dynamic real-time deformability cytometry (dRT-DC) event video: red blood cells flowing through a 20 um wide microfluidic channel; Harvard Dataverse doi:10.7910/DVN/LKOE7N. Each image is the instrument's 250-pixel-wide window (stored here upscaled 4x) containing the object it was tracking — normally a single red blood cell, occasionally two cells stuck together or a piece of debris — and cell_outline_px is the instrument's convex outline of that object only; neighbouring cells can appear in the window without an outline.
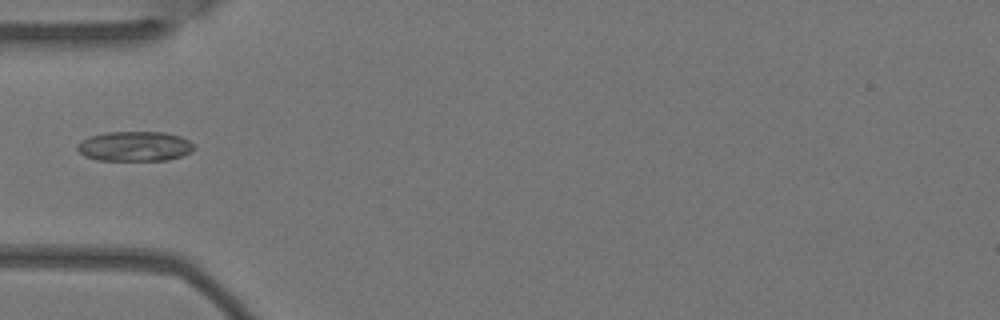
{"species": "Egyptian fruit bat (a non-hibernating species)", "species_latin": "Rousettus aegyptiacus", "temperature_condition": "warm", "stored_images_in_passage": 5, "camera_frame_rate_fps": 3000, "um_per_image_px": 0.085, "animal": {"sex": "female"}, "frame": {"image": 1, "passage_image": 5, "time_ms": 1.333, "image_size_px": [1000, 320], "cell_outline_px": [[196, 148], [180, 156], [168, 160], [96, 160], [84, 156], [76, 148], [88, 136], [104, 132], [164, 132], [180, 136], [196, 144]], "centroid_in_image_um": [11.47, 12.43], "position_along_channel_um": 73.5, "area_um2": 20.29}}